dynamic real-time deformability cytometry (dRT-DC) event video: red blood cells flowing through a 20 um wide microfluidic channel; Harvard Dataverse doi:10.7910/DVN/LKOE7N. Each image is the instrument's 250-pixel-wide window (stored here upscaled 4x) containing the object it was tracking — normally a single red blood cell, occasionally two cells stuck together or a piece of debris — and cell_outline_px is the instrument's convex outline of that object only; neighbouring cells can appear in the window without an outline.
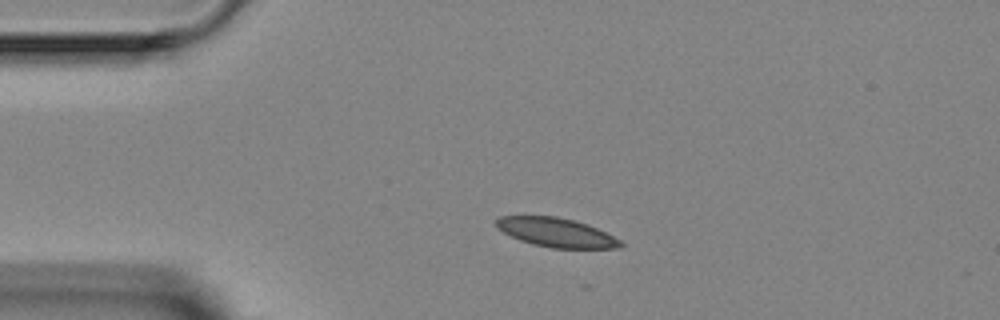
{"species": "Egyptian fruit bat (a non-hibernating species)", "species_latin": "Rousettus aegyptiacus", "temperature_condition": "room temperature", "stored_images_in_passage": 3, "camera_frame_rate_fps": 3000, "um_per_image_px": 0.085, "animal": {"sex": "female"}, "frame": {"image": 1, "passage_image": 1, "time_ms": 0.0, "image_size_px": [1000, 320], "cell_outline_px": [[624, 244], [620, 248], [552, 248], [532, 244], [520, 240], [496, 228], [496, 220], [500, 216], [556, 216], [588, 224], [620, 240]], "centroid_in_image_um": [47.27, 19.76], "position_along_channel_um": 37.7, "area_um2": 20.87}}
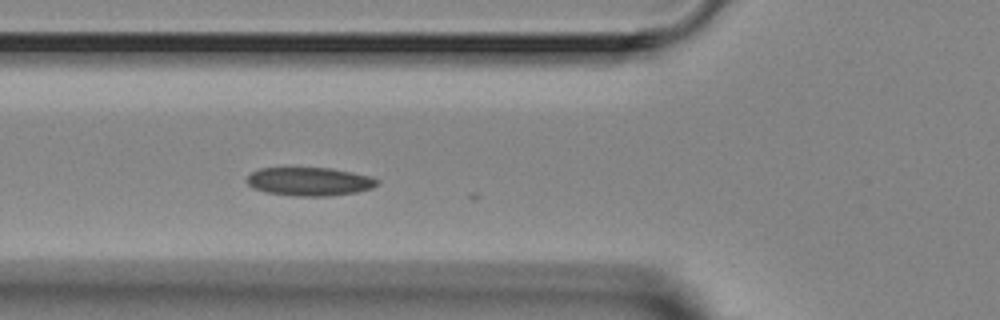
{"frame": {"image": 2, "passage_image": 3, "time_ms": 2.333, "image_size_px": [1000, 320], "cell_outline_px": [[380, 184], [372, 188], [356, 192], [332, 196], [296, 196], [268, 192], [252, 188], [244, 180], [252, 172], [260, 168], [332, 168], [372, 176], [380, 180]], "centroid_in_image_um": [26.34, 15.43], "position_along_channel_um": 99.5, "area_um2": 21.79}}